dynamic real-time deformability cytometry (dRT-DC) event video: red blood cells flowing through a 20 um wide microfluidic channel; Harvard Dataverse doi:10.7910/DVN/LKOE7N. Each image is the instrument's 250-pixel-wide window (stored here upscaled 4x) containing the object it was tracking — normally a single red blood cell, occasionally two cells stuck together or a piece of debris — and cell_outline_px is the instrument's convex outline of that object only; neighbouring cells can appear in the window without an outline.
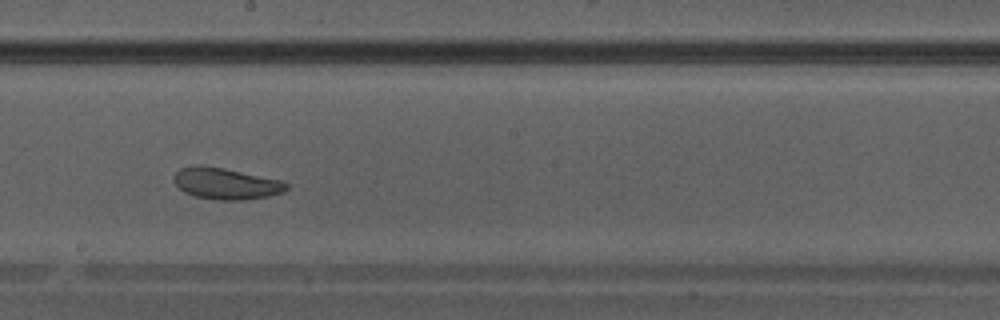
{"species": "Egyptian fruit bat (a non-hibernating species)", "species_latin": "Rousettus aegyptiacus", "temperature_condition": "warm", "stored_images_in_passage": 21, "camera_frame_rate_fps": 3000, "um_per_image_px": 0.085, "animal": {"sex": "male"}, "frame": {"image": 1, "passage_image": 12, "time_ms": 3.667, "image_size_px": [1000, 320], "cell_outline_px": [[288, 188], [284, 192], [268, 196], [244, 200], [216, 200], [196, 196], [184, 192], [172, 180], [172, 176], [180, 168], [192, 164], [200, 164], [224, 168], [280, 180], [288, 184]], "centroid_in_image_um": [19.16, 15.59], "position_along_channel_um": 229.0, "area_um2": 20.75}}
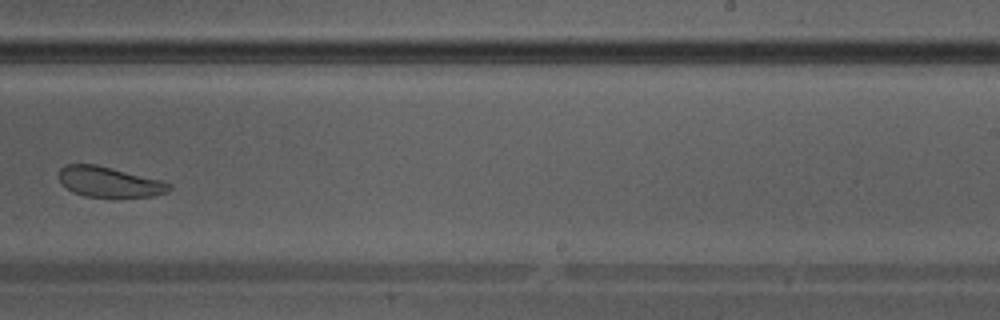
{"frame": {"image": 2, "passage_image": 15, "time_ms": 4.667, "image_size_px": [1000, 320], "cell_outline_px": [[172, 188], [168, 192], [152, 196], [84, 196], [72, 192], [60, 184], [60, 168], [64, 164], [96, 164], [160, 180], [172, 184]], "centroid_in_image_um": [9.26, 15.45], "position_along_channel_um": 279.7, "area_um2": 19.31}}